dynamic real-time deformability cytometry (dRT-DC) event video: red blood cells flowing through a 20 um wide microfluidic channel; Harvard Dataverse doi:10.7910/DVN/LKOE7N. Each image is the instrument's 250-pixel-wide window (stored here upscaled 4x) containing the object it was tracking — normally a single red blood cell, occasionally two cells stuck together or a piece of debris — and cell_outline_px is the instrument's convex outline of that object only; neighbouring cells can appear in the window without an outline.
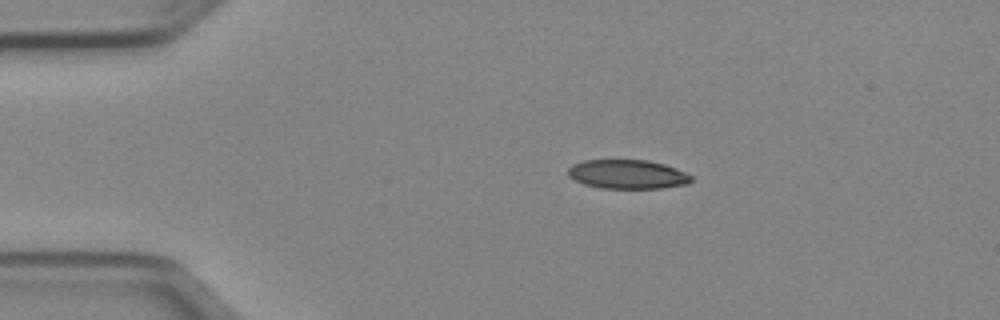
{"species": "Egyptian fruit bat (a non-hibernating species)", "species_latin": "Rousettus aegyptiacus", "temperature_condition": "cold", "stored_images_in_passage": 22, "camera_frame_rate_fps": 3000, "um_per_image_px": 0.085, "animal": {"sex": "female"}, "frame": {"image": 1, "passage_image": 1, "time_ms": 0.0, "image_size_px": [1000, 320], "cell_outline_px": [[692, 180], [688, 184], [660, 188], [600, 188], [584, 184], [568, 176], [568, 168], [572, 164], [584, 160], [648, 160], [664, 164], [676, 168], [692, 176]], "centroid_in_image_um": [53.33, 14.81], "position_along_channel_um": 31.7, "area_um2": 20.87}}
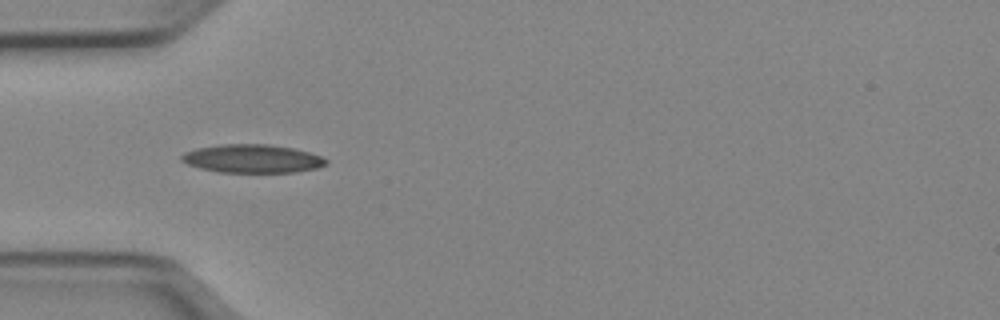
{"frame": {"image": 2, "passage_image": 7, "time_ms": 2.0, "image_size_px": [1000, 320], "cell_outline_px": [[328, 164], [316, 168], [296, 172], [220, 172], [200, 168], [188, 164], [180, 160], [180, 156], [184, 152], [196, 148], [220, 144], [268, 144], [292, 148], [308, 152], [320, 156], [328, 160]], "centroid_in_image_um": [21.43, 13.48], "position_along_channel_um": 63.6, "area_um2": 23.87}}
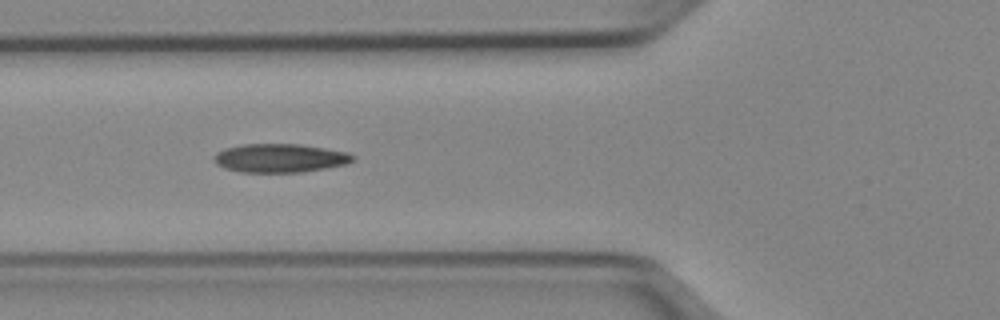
{"frame": {"image": 3, "passage_image": 10, "time_ms": 3.0, "image_size_px": [1000, 320], "cell_outline_px": [[356, 160], [348, 164], [300, 172], [240, 172], [224, 168], [216, 164], [216, 152], [224, 148], [244, 144], [300, 144], [348, 152], [356, 156]], "centroid_in_image_um": [23.84, 13.43], "position_along_channel_um": 102.0, "area_um2": 23.18}}